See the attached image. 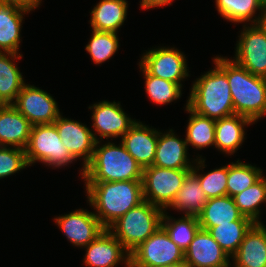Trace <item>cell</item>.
<instances>
[{
  "instance_id": "f546056e",
  "label": "cell",
  "mask_w": 266,
  "mask_h": 267,
  "mask_svg": "<svg viewBox=\"0 0 266 267\" xmlns=\"http://www.w3.org/2000/svg\"><path fill=\"white\" fill-rule=\"evenodd\" d=\"M186 111L191 114L185 136L187 145L191 144L197 149L214 146L216 120L196 114L188 107V103Z\"/></svg>"
},
{
  "instance_id": "f35d334b",
  "label": "cell",
  "mask_w": 266,
  "mask_h": 267,
  "mask_svg": "<svg viewBox=\"0 0 266 267\" xmlns=\"http://www.w3.org/2000/svg\"><path fill=\"white\" fill-rule=\"evenodd\" d=\"M160 267H189V266L186 264L185 261H182V262L167 264V265L160 266Z\"/></svg>"
},
{
  "instance_id": "74e56055",
  "label": "cell",
  "mask_w": 266,
  "mask_h": 267,
  "mask_svg": "<svg viewBox=\"0 0 266 267\" xmlns=\"http://www.w3.org/2000/svg\"><path fill=\"white\" fill-rule=\"evenodd\" d=\"M173 0H142L140 2V6L144 9H150L152 7L164 6V5H171Z\"/></svg>"
},
{
  "instance_id": "e0dca14e",
  "label": "cell",
  "mask_w": 266,
  "mask_h": 267,
  "mask_svg": "<svg viewBox=\"0 0 266 267\" xmlns=\"http://www.w3.org/2000/svg\"><path fill=\"white\" fill-rule=\"evenodd\" d=\"M159 131L136 123L122 136L121 142L126 150L142 167L152 166L155 159Z\"/></svg>"
},
{
  "instance_id": "ac0fdd59",
  "label": "cell",
  "mask_w": 266,
  "mask_h": 267,
  "mask_svg": "<svg viewBox=\"0 0 266 267\" xmlns=\"http://www.w3.org/2000/svg\"><path fill=\"white\" fill-rule=\"evenodd\" d=\"M32 125L12 104L0 107V146L26 149ZM9 145V146H8Z\"/></svg>"
},
{
  "instance_id": "7a4b0ae2",
  "label": "cell",
  "mask_w": 266,
  "mask_h": 267,
  "mask_svg": "<svg viewBox=\"0 0 266 267\" xmlns=\"http://www.w3.org/2000/svg\"><path fill=\"white\" fill-rule=\"evenodd\" d=\"M215 64L227 75L234 112L253 123L266 114V78L255 76L234 60L215 57Z\"/></svg>"
},
{
  "instance_id": "836d02e7",
  "label": "cell",
  "mask_w": 266,
  "mask_h": 267,
  "mask_svg": "<svg viewBox=\"0 0 266 267\" xmlns=\"http://www.w3.org/2000/svg\"><path fill=\"white\" fill-rule=\"evenodd\" d=\"M145 76V90L156 104H167L181 97V86L177 83L150 75L141 65Z\"/></svg>"
},
{
  "instance_id": "d590c367",
  "label": "cell",
  "mask_w": 266,
  "mask_h": 267,
  "mask_svg": "<svg viewBox=\"0 0 266 267\" xmlns=\"http://www.w3.org/2000/svg\"><path fill=\"white\" fill-rule=\"evenodd\" d=\"M28 167L25 150L0 146V179Z\"/></svg>"
},
{
  "instance_id": "5b68a950",
  "label": "cell",
  "mask_w": 266,
  "mask_h": 267,
  "mask_svg": "<svg viewBox=\"0 0 266 267\" xmlns=\"http://www.w3.org/2000/svg\"><path fill=\"white\" fill-rule=\"evenodd\" d=\"M163 213L161 208L143 201L119 217L107 230L130 254L161 227Z\"/></svg>"
},
{
  "instance_id": "1f68e13d",
  "label": "cell",
  "mask_w": 266,
  "mask_h": 267,
  "mask_svg": "<svg viewBox=\"0 0 266 267\" xmlns=\"http://www.w3.org/2000/svg\"><path fill=\"white\" fill-rule=\"evenodd\" d=\"M199 158L194 160L196 163L198 162V166H193L191 171L197 176L207 199L227 195L228 165L212 170L207 174H197L199 169L205 168V160L203 158L201 159V157Z\"/></svg>"
},
{
  "instance_id": "4dcf8cb0",
  "label": "cell",
  "mask_w": 266,
  "mask_h": 267,
  "mask_svg": "<svg viewBox=\"0 0 266 267\" xmlns=\"http://www.w3.org/2000/svg\"><path fill=\"white\" fill-rule=\"evenodd\" d=\"M235 205L240 213L251 219L254 223H261L259 220L262 202H266V178L261 177L255 184L233 196Z\"/></svg>"
},
{
  "instance_id": "f1b7e54d",
  "label": "cell",
  "mask_w": 266,
  "mask_h": 267,
  "mask_svg": "<svg viewBox=\"0 0 266 267\" xmlns=\"http://www.w3.org/2000/svg\"><path fill=\"white\" fill-rule=\"evenodd\" d=\"M161 227L166 231L170 239L183 251L189 247L196 233L201 228L196 216H182L178 220H173L164 211Z\"/></svg>"
},
{
  "instance_id": "8d00e7d4",
  "label": "cell",
  "mask_w": 266,
  "mask_h": 267,
  "mask_svg": "<svg viewBox=\"0 0 266 267\" xmlns=\"http://www.w3.org/2000/svg\"><path fill=\"white\" fill-rule=\"evenodd\" d=\"M0 1L21 5L31 10L37 8L41 2V0H0Z\"/></svg>"
},
{
  "instance_id": "4316f807",
  "label": "cell",
  "mask_w": 266,
  "mask_h": 267,
  "mask_svg": "<svg viewBox=\"0 0 266 267\" xmlns=\"http://www.w3.org/2000/svg\"><path fill=\"white\" fill-rule=\"evenodd\" d=\"M254 224L255 223L251 219L242 216L238 221L210 227L207 231L220 245L224 252L232 258V256L237 252L246 233Z\"/></svg>"
},
{
  "instance_id": "603a6c76",
  "label": "cell",
  "mask_w": 266,
  "mask_h": 267,
  "mask_svg": "<svg viewBox=\"0 0 266 267\" xmlns=\"http://www.w3.org/2000/svg\"><path fill=\"white\" fill-rule=\"evenodd\" d=\"M243 215L235 205L233 197L228 195L208 199L197 216L201 229L238 221Z\"/></svg>"
},
{
  "instance_id": "5bb4252c",
  "label": "cell",
  "mask_w": 266,
  "mask_h": 267,
  "mask_svg": "<svg viewBox=\"0 0 266 267\" xmlns=\"http://www.w3.org/2000/svg\"><path fill=\"white\" fill-rule=\"evenodd\" d=\"M120 106L119 102L106 100L89 107L93 109L92 127L100 139L122 137L136 123V120L129 118Z\"/></svg>"
},
{
  "instance_id": "d6986e66",
  "label": "cell",
  "mask_w": 266,
  "mask_h": 267,
  "mask_svg": "<svg viewBox=\"0 0 266 267\" xmlns=\"http://www.w3.org/2000/svg\"><path fill=\"white\" fill-rule=\"evenodd\" d=\"M232 257L233 267H266V227L255 223Z\"/></svg>"
},
{
  "instance_id": "7402d4cb",
  "label": "cell",
  "mask_w": 266,
  "mask_h": 267,
  "mask_svg": "<svg viewBox=\"0 0 266 267\" xmlns=\"http://www.w3.org/2000/svg\"><path fill=\"white\" fill-rule=\"evenodd\" d=\"M251 123L250 119L237 114L216 120L214 146L225 154L235 153L244 142V126Z\"/></svg>"
},
{
  "instance_id": "2e32d148",
  "label": "cell",
  "mask_w": 266,
  "mask_h": 267,
  "mask_svg": "<svg viewBox=\"0 0 266 267\" xmlns=\"http://www.w3.org/2000/svg\"><path fill=\"white\" fill-rule=\"evenodd\" d=\"M85 248L84 263L88 267H114L120 261L130 267L129 252L107 229Z\"/></svg>"
},
{
  "instance_id": "44dd1931",
  "label": "cell",
  "mask_w": 266,
  "mask_h": 267,
  "mask_svg": "<svg viewBox=\"0 0 266 267\" xmlns=\"http://www.w3.org/2000/svg\"><path fill=\"white\" fill-rule=\"evenodd\" d=\"M170 129L167 133H158L154 166L170 169H192L187 156L186 140H181ZM162 134V135H161Z\"/></svg>"
},
{
  "instance_id": "277c9868",
  "label": "cell",
  "mask_w": 266,
  "mask_h": 267,
  "mask_svg": "<svg viewBox=\"0 0 266 267\" xmlns=\"http://www.w3.org/2000/svg\"><path fill=\"white\" fill-rule=\"evenodd\" d=\"M95 144L90 162L84 167L86 182H114L142 180L143 168L126 150L121 142L119 146L108 142Z\"/></svg>"
},
{
  "instance_id": "484cf974",
  "label": "cell",
  "mask_w": 266,
  "mask_h": 267,
  "mask_svg": "<svg viewBox=\"0 0 266 267\" xmlns=\"http://www.w3.org/2000/svg\"><path fill=\"white\" fill-rule=\"evenodd\" d=\"M197 176L190 171L184 178L182 187L177 192L169 207L185 211L186 216H198L207 202Z\"/></svg>"
},
{
  "instance_id": "60d3db41",
  "label": "cell",
  "mask_w": 266,
  "mask_h": 267,
  "mask_svg": "<svg viewBox=\"0 0 266 267\" xmlns=\"http://www.w3.org/2000/svg\"><path fill=\"white\" fill-rule=\"evenodd\" d=\"M262 6L266 9V0H258Z\"/></svg>"
},
{
  "instance_id": "4fadbf2b",
  "label": "cell",
  "mask_w": 266,
  "mask_h": 267,
  "mask_svg": "<svg viewBox=\"0 0 266 267\" xmlns=\"http://www.w3.org/2000/svg\"><path fill=\"white\" fill-rule=\"evenodd\" d=\"M67 239L75 246L85 247L106 229L94 212L78 209L55 218Z\"/></svg>"
},
{
  "instance_id": "30bf717a",
  "label": "cell",
  "mask_w": 266,
  "mask_h": 267,
  "mask_svg": "<svg viewBox=\"0 0 266 267\" xmlns=\"http://www.w3.org/2000/svg\"><path fill=\"white\" fill-rule=\"evenodd\" d=\"M32 126L53 124L60 111L55 99L46 91L25 84L12 104Z\"/></svg>"
},
{
  "instance_id": "9a60e30c",
  "label": "cell",
  "mask_w": 266,
  "mask_h": 267,
  "mask_svg": "<svg viewBox=\"0 0 266 267\" xmlns=\"http://www.w3.org/2000/svg\"><path fill=\"white\" fill-rule=\"evenodd\" d=\"M229 256L204 229H199L184 252V261L189 267H224L229 265Z\"/></svg>"
},
{
  "instance_id": "cb8c5ba5",
  "label": "cell",
  "mask_w": 266,
  "mask_h": 267,
  "mask_svg": "<svg viewBox=\"0 0 266 267\" xmlns=\"http://www.w3.org/2000/svg\"><path fill=\"white\" fill-rule=\"evenodd\" d=\"M127 8L126 0H100L91 11L92 30L117 33L126 19Z\"/></svg>"
},
{
  "instance_id": "d4e9b609",
  "label": "cell",
  "mask_w": 266,
  "mask_h": 267,
  "mask_svg": "<svg viewBox=\"0 0 266 267\" xmlns=\"http://www.w3.org/2000/svg\"><path fill=\"white\" fill-rule=\"evenodd\" d=\"M16 58H22V55L11 52H0V103L3 105L13 104L22 87L25 85L23 75L12 62Z\"/></svg>"
},
{
  "instance_id": "83f0119b",
  "label": "cell",
  "mask_w": 266,
  "mask_h": 267,
  "mask_svg": "<svg viewBox=\"0 0 266 267\" xmlns=\"http://www.w3.org/2000/svg\"><path fill=\"white\" fill-rule=\"evenodd\" d=\"M219 14L231 22H249L260 24L266 9L258 0H215ZM261 11V16L253 19L257 10ZM253 19V20H251Z\"/></svg>"
},
{
  "instance_id": "9c48e42d",
  "label": "cell",
  "mask_w": 266,
  "mask_h": 267,
  "mask_svg": "<svg viewBox=\"0 0 266 267\" xmlns=\"http://www.w3.org/2000/svg\"><path fill=\"white\" fill-rule=\"evenodd\" d=\"M243 27L233 60L251 74L266 78V30L261 24Z\"/></svg>"
},
{
  "instance_id": "8fae6325",
  "label": "cell",
  "mask_w": 266,
  "mask_h": 267,
  "mask_svg": "<svg viewBox=\"0 0 266 267\" xmlns=\"http://www.w3.org/2000/svg\"><path fill=\"white\" fill-rule=\"evenodd\" d=\"M150 75L179 84L188 77L185 55L175 48L161 47L146 52L140 64Z\"/></svg>"
},
{
  "instance_id": "7c38bea8",
  "label": "cell",
  "mask_w": 266,
  "mask_h": 267,
  "mask_svg": "<svg viewBox=\"0 0 266 267\" xmlns=\"http://www.w3.org/2000/svg\"><path fill=\"white\" fill-rule=\"evenodd\" d=\"M56 126L60 139L70 154L75 158L82 157L84 160L82 168V178L84 176V167L92 159L95 144L99 141L97 135L92 133L86 125L78 121L63 118L61 114L53 123Z\"/></svg>"
},
{
  "instance_id": "ffe728a7",
  "label": "cell",
  "mask_w": 266,
  "mask_h": 267,
  "mask_svg": "<svg viewBox=\"0 0 266 267\" xmlns=\"http://www.w3.org/2000/svg\"><path fill=\"white\" fill-rule=\"evenodd\" d=\"M30 11L24 6L0 1V52L18 54L23 15Z\"/></svg>"
},
{
  "instance_id": "3957f363",
  "label": "cell",
  "mask_w": 266,
  "mask_h": 267,
  "mask_svg": "<svg viewBox=\"0 0 266 267\" xmlns=\"http://www.w3.org/2000/svg\"><path fill=\"white\" fill-rule=\"evenodd\" d=\"M187 103L196 114L214 120L235 114L227 75L216 64L192 85Z\"/></svg>"
},
{
  "instance_id": "d6a6232c",
  "label": "cell",
  "mask_w": 266,
  "mask_h": 267,
  "mask_svg": "<svg viewBox=\"0 0 266 267\" xmlns=\"http://www.w3.org/2000/svg\"><path fill=\"white\" fill-rule=\"evenodd\" d=\"M261 169L239 160L228 165L227 195L230 197L243 192L262 177Z\"/></svg>"
},
{
  "instance_id": "ab89813d",
  "label": "cell",
  "mask_w": 266,
  "mask_h": 267,
  "mask_svg": "<svg viewBox=\"0 0 266 267\" xmlns=\"http://www.w3.org/2000/svg\"><path fill=\"white\" fill-rule=\"evenodd\" d=\"M260 24L264 27V29L266 30V12L263 16V18L260 21Z\"/></svg>"
},
{
  "instance_id": "ba28073f",
  "label": "cell",
  "mask_w": 266,
  "mask_h": 267,
  "mask_svg": "<svg viewBox=\"0 0 266 267\" xmlns=\"http://www.w3.org/2000/svg\"><path fill=\"white\" fill-rule=\"evenodd\" d=\"M184 261V252L160 227L130 253V267H160Z\"/></svg>"
},
{
  "instance_id": "e575fe53",
  "label": "cell",
  "mask_w": 266,
  "mask_h": 267,
  "mask_svg": "<svg viewBox=\"0 0 266 267\" xmlns=\"http://www.w3.org/2000/svg\"><path fill=\"white\" fill-rule=\"evenodd\" d=\"M117 33L105 31H92V37L85 49L93 62L101 64L110 59L119 48Z\"/></svg>"
},
{
  "instance_id": "6da1fadb",
  "label": "cell",
  "mask_w": 266,
  "mask_h": 267,
  "mask_svg": "<svg viewBox=\"0 0 266 267\" xmlns=\"http://www.w3.org/2000/svg\"><path fill=\"white\" fill-rule=\"evenodd\" d=\"M89 203L107 229L119 217L144 201L142 180L85 182Z\"/></svg>"
},
{
  "instance_id": "52a82bcc",
  "label": "cell",
  "mask_w": 266,
  "mask_h": 267,
  "mask_svg": "<svg viewBox=\"0 0 266 267\" xmlns=\"http://www.w3.org/2000/svg\"><path fill=\"white\" fill-rule=\"evenodd\" d=\"M192 169H170L157 166L143 168L144 201L165 211L182 187L184 178Z\"/></svg>"
},
{
  "instance_id": "8992f818",
  "label": "cell",
  "mask_w": 266,
  "mask_h": 267,
  "mask_svg": "<svg viewBox=\"0 0 266 267\" xmlns=\"http://www.w3.org/2000/svg\"><path fill=\"white\" fill-rule=\"evenodd\" d=\"M25 154L28 166L39 161L52 167H61L75 160L62 143L54 124L32 126Z\"/></svg>"
}]
</instances>
